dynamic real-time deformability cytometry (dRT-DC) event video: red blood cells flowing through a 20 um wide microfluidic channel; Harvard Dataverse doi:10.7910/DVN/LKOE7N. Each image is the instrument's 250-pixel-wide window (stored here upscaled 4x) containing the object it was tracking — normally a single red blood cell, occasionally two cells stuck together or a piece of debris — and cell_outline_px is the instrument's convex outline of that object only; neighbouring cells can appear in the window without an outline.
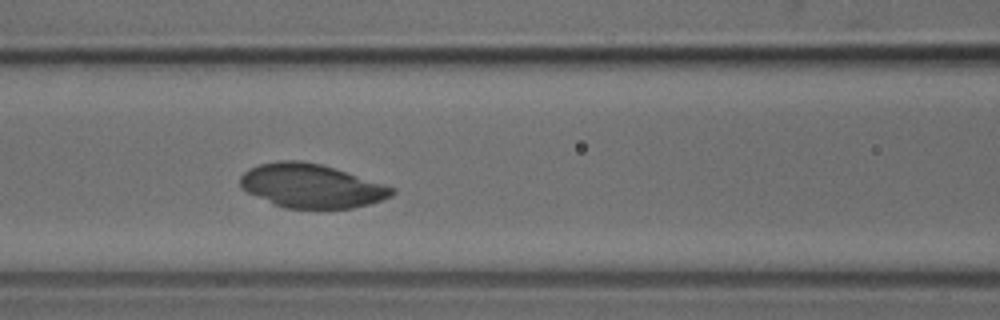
{"species": "common noctule bat (a hibernating species)", "species_latin": "Nyctalus noctula", "temperature_condition": "cold", "stored_images_in_passage": 46, "camera_frame_rate_fps": 3000, "um_per_image_px": 0.085, "animal": {"sex": "male", "body_mass_g": 18.8}, "frame": {"image": 1, "passage_image": 18, "time_ms": 5.667, "image_size_px": [1000, 320], "cell_outline_px": [[396, 192], [392, 196], [368, 204], [352, 208], [284, 208], [272, 204], [240, 188], [240, 176], [244, 172], [260, 164], [280, 160], [300, 160], [320, 164], [396, 188]], "centroid_in_image_um": [26.44, 15.81], "position_along_channel_um": 140.2, "area_um2": 38.44}}
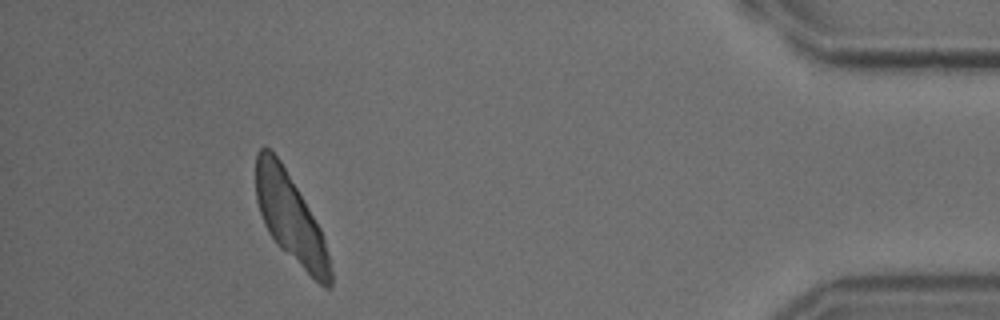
{"frame": {"image": 2, "passage_image": 42, "time_ms": 13.667, "image_size_px": [1000, 320], "cell_outline_px": [[332, 288], [324, 288], [280, 248], [276, 244], [268, 232], [264, 224], [256, 200], [256, 152], [260, 148], [268, 148], [280, 160], [304, 200], [320, 228], [324, 240], [332, 272]], "centroid_in_image_um": [24.68, 18.56], "position_along_channel_um": 410.5, "area_um2": 37.8}}